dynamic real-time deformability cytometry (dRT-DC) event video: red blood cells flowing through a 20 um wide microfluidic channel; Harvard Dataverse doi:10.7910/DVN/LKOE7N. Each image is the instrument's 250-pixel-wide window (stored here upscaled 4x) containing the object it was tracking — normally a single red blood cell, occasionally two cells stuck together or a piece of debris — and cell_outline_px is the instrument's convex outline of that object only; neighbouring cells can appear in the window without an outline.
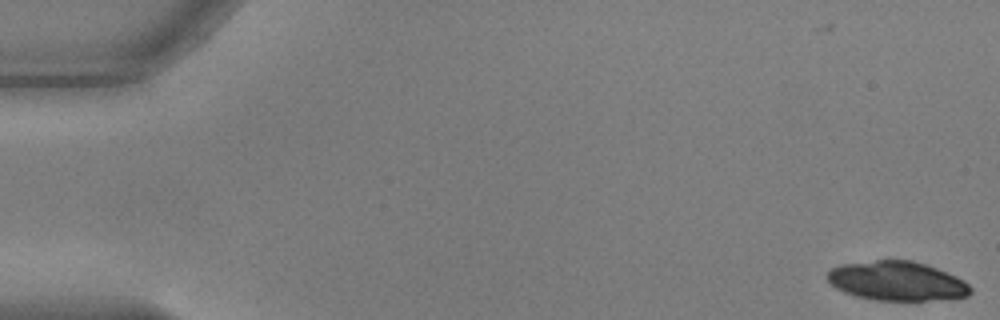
{"species": "common noctule bat (a hibernating species)", "species_latin": "Nyctalus noctula", "temperature_condition": "warm", "stored_images_in_passage": 26, "camera_frame_rate_fps": 3000, "um_per_image_px": 0.085, "animal": {"sex": "male", "body_mass_g": 17.9, "forearm_length_mm": 54.2}, "frame": {"image": 1, "passage_image": 1, "time_ms": 0.0, "image_size_px": [1000, 320], "cell_outline_px": [[972, 292], [968, 296], [924, 300], [876, 300], [856, 296], [844, 292], [836, 288], [828, 280], [828, 272], [832, 268], [840, 264], [876, 260], [912, 260], [936, 268], [956, 276], [964, 280], [972, 288]], "centroid_in_image_um": [76.23, 23.88], "position_along_channel_um": 8.8, "area_um2": 32.48}}